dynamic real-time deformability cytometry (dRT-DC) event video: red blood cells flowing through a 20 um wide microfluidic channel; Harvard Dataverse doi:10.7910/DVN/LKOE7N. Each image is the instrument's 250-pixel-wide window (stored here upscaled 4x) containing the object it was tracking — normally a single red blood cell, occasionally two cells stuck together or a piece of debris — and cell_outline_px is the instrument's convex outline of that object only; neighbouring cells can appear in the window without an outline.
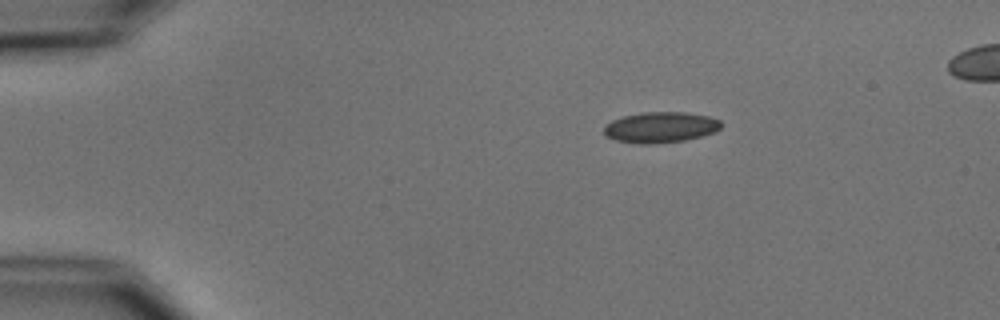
{"species": "common noctule bat (a hibernating species)", "species_latin": "Nyctalus noctula", "temperature_condition": "cold", "stored_images_in_passage": 4, "camera_frame_rate_fps": 3000, "um_per_image_px": 0.085, "animal": {"sex": "male", "body_mass_g": 15.6}, "frame": {"image": 1, "passage_image": 1, "time_ms": 0.0, "image_size_px": [1000, 320], "cell_outline_px": [[720, 128], [716, 132], [684, 140], [656, 144], [640, 144], [616, 140], [604, 136], [604, 128], [612, 120], [624, 116], [640, 112], [684, 112], [708, 116], [720, 120]], "centroid_in_image_um": [56.13, 10.82], "position_along_channel_um": 28.9, "area_um2": 20.98}}